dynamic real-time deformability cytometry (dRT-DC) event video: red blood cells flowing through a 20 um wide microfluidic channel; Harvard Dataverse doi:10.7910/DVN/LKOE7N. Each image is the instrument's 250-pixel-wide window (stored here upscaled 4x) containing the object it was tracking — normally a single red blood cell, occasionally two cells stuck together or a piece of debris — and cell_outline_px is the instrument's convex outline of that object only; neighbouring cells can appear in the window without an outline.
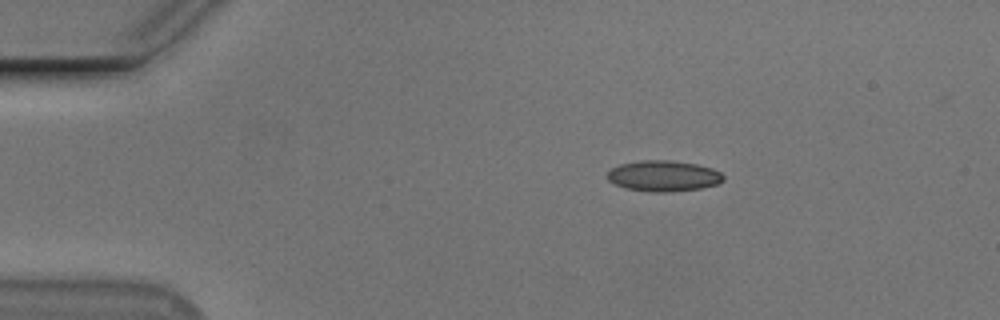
{"species": "Egyptian fruit bat (a non-hibernating species)", "species_latin": "Rousettus aegyptiacus", "temperature_condition": "cold", "stored_images_in_passage": 46, "camera_frame_rate_fps": 3000, "um_per_image_px": 0.085, "animal": {"sex": "male"}, "frame": {"image": 1, "passage_image": 1, "time_ms": 0.0, "image_size_px": [1000, 320], "cell_outline_px": [[724, 180], [716, 184], [700, 188], [672, 192], [652, 192], [624, 188], [608, 180], [604, 176], [612, 168], [620, 164], [640, 160], [672, 160], [696, 164], [712, 168], [720, 172], [724, 176]], "centroid_in_image_um": [56.37, 14.95], "position_along_channel_um": 28.6, "area_um2": 20.98}}
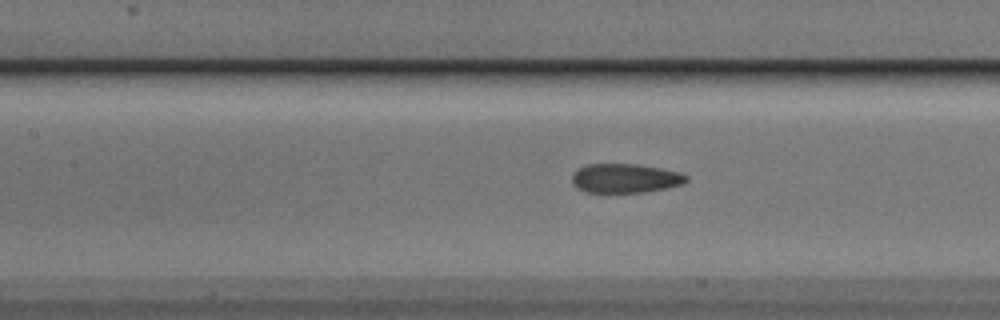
{"frame": {"image": 2, "passage_image": 16, "time_ms": 5.0, "image_size_px": [1000, 320], "cell_outline_px": [[688, 180], [680, 184], [664, 188], [644, 192], [588, 192], [576, 188], [572, 184], [572, 172], [588, 164], [636, 164], [660, 168], [680, 172], [688, 176]], "centroid_in_image_um": [53.11, 15.15], "position_along_channel_um": 154.3, "area_um2": 19.31}}
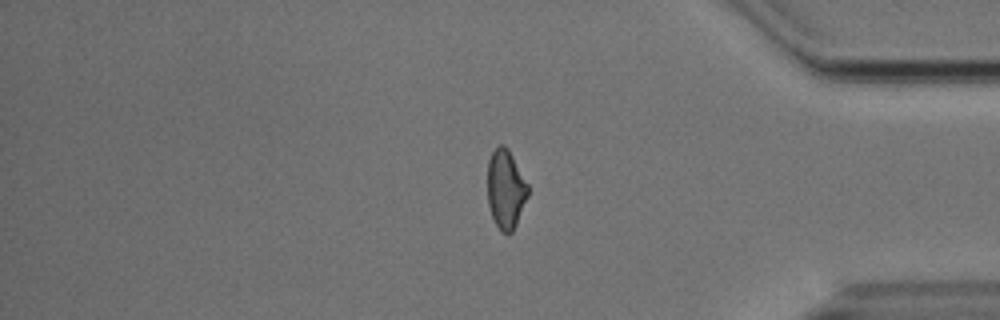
{"frame": {"image": 3, "passage_image": 37, "time_ms": 12.0, "image_size_px": [1000, 320], "cell_outline_px": [[528, 196], [516, 224], [512, 232], [500, 232], [492, 216], [488, 204], [488, 160], [492, 152], [500, 144], [504, 144], [508, 148], [528, 184]], "centroid_in_image_um": [42.98, 16.07], "position_along_channel_um": 392.2, "area_um2": 18.5}, "authors_computed_cell_mechanics": {"area_um2": 19.6231, "velocity_mm_per_s": 3.7319, "shape_relaxation_time_tau1_ms": 8.5495, "shape_relaxation_time_tau2_ms": 1.8705, "deformation_change_tau1": 0.1775, "deformation_change_tau2": 0.0857}}